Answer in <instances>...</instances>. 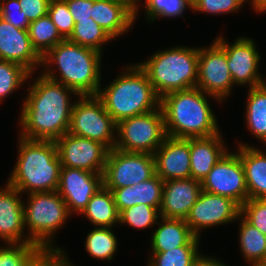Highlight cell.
<instances>
[{"mask_svg": "<svg viewBox=\"0 0 266 266\" xmlns=\"http://www.w3.org/2000/svg\"><path fill=\"white\" fill-rule=\"evenodd\" d=\"M196 87L221 102L227 100L233 91L234 83L228 69L226 53L214 39L209 47H199Z\"/></svg>", "mask_w": 266, "mask_h": 266, "instance_id": "cell-13", "label": "cell"}, {"mask_svg": "<svg viewBox=\"0 0 266 266\" xmlns=\"http://www.w3.org/2000/svg\"><path fill=\"white\" fill-rule=\"evenodd\" d=\"M26 200H23L25 231L32 243L46 250L64 249L55 243V233L72 217L63 198L52 191L28 194Z\"/></svg>", "mask_w": 266, "mask_h": 266, "instance_id": "cell-7", "label": "cell"}, {"mask_svg": "<svg viewBox=\"0 0 266 266\" xmlns=\"http://www.w3.org/2000/svg\"><path fill=\"white\" fill-rule=\"evenodd\" d=\"M43 250L34 243L1 245L0 266H29Z\"/></svg>", "mask_w": 266, "mask_h": 266, "instance_id": "cell-36", "label": "cell"}, {"mask_svg": "<svg viewBox=\"0 0 266 266\" xmlns=\"http://www.w3.org/2000/svg\"><path fill=\"white\" fill-rule=\"evenodd\" d=\"M201 192V181L196 179L164 181L160 216L185 220Z\"/></svg>", "mask_w": 266, "mask_h": 266, "instance_id": "cell-20", "label": "cell"}, {"mask_svg": "<svg viewBox=\"0 0 266 266\" xmlns=\"http://www.w3.org/2000/svg\"><path fill=\"white\" fill-rule=\"evenodd\" d=\"M0 60L18 63L30 73H36L42 65V57L32 47L28 30L18 29L2 17H0Z\"/></svg>", "mask_w": 266, "mask_h": 266, "instance_id": "cell-18", "label": "cell"}, {"mask_svg": "<svg viewBox=\"0 0 266 266\" xmlns=\"http://www.w3.org/2000/svg\"><path fill=\"white\" fill-rule=\"evenodd\" d=\"M246 3L247 0H194L192 12L215 16L231 15L241 11Z\"/></svg>", "mask_w": 266, "mask_h": 266, "instance_id": "cell-37", "label": "cell"}, {"mask_svg": "<svg viewBox=\"0 0 266 266\" xmlns=\"http://www.w3.org/2000/svg\"><path fill=\"white\" fill-rule=\"evenodd\" d=\"M17 160L8 180L22 194L57 191L61 170L55 141L18 137Z\"/></svg>", "mask_w": 266, "mask_h": 266, "instance_id": "cell-4", "label": "cell"}, {"mask_svg": "<svg viewBox=\"0 0 266 266\" xmlns=\"http://www.w3.org/2000/svg\"><path fill=\"white\" fill-rule=\"evenodd\" d=\"M249 5L253 8L254 12L257 14L266 13V0H247Z\"/></svg>", "mask_w": 266, "mask_h": 266, "instance_id": "cell-45", "label": "cell"}, {"mask_svg": "<svg viewBox=\"0 0 266 266\" xmlns=\"http://www.w3.org/2000/svg\"><path fill=\"white\" fill-rule=\"evenodd\" d=\"M151 252H165L180 246H200L197 237L184 219L160 217L153 231Z\"/></svg>", "mask_w": 266, "mask_h": 266, "instance_id": "cell-23", "label": "cell"}, {"mask_svg": "<svg viewBox=\"0 0 266 266\" xmlns=\"http://www.w3.org/2000/svg\"><path fill=\"white\" fill-rule=\"evenodd\" d=\"M237 220H239L238 246L243 260L248 264L266 261V235L248 223L241 215Z\"/></svg>", "mask_w": 266, "mask_h": 266, "instance_id": "cell-28", "label": "cell"}, {"mask_svg": "<svg viewBox=\"0 0 266 266\" xmlns=\"http://www.w3.org/2000/svg\"><path fill=\"white\" fill-rule=\"evenodd\" d=\"M48 16L64 39H68L74 30V21L64 0H50Z\"/></svg>", "mask_w": 266, "mask_h": 266, "instance_id": "cell-38", "label": "cell"}, {"mask_svg": "<svg viewBox=\"0 0 266 266\" xmlns=\"http://www.w3.org/2000/svg\"><path fill=\"white\" fill-rule=\"evenodd\" d=\"M140 7L144 6L146 22H157L159 19H175L184 15L186 10L193 11L192 0H144Z\"/></svg>", "mask_w": 266, "mask_h": 266, "instance_id": "cell-32", "label": "cell"}, {"mask_svg": "<svg viewBox=\"0 0 266 266\" xmlns=\"http://www.w3.org/2000/svg\"><path fill=\"white\" fill-rule=\"evenodd\" d=\"M117 123L97 96H78L71 110L68 133L115 148Z\"/></svg>", "mask_w": 266, "mask_h": 266, "instance_id": "cell-9", "label": "cell"}, {"mask_svg": "<svg viewBox=\"0 0 266 266\" xmlns=\"http://www.w3.org/2000/svg\"><path fill=\"white\" fill-rule=\"evenodd\" d=\"M208 97V98H207ZM210 100L222 103L197 87L171 92L160 99L165 130L173 138L210 137L221 133Z\"/></svg>", "mask_w": 266, "mask_h": 266, "instance_id": "cell-3", "label": "cell"}, {"mask_svg": "<svg viewBox=\"0 0 266 266\" xmlns=\"http://www.w3.org/2000/svg\"><path fill=\"white\" fill-rule=\"evenodd\" d=\"M222 132L210 137L190 138L191 178L202 181L228 152Z\"/></svg>", "mask_w": 266, "mask_h": 266, "instance_id": "cell-22", "label": "cell"}, {"mask_svg": "<svg viewBox=\"0 0 266 266\" xmlns=\"http://www.w3.org/2000/svg\"><path fill=\"white\" fill-rule=\"evenodd\" d=\"M27 30L32 47L41 57L64 40L48 14L30 22Z\"/></svg>", "mask_w": 266, "mask_h": 266, "instance_id": "cell-31", "label": "cell"}, {"mask_svg": "<svg viewBox=\"0 0 266 266\" xmlns=\"http://www.w3.org/2000/svg\"><path fill=\"white\" fill-rule=\"evenodd\" d=\"M86 216L94 227L113 228L119 225L117 210L112 191L106 187L100 188L90 199L79 216Z\"/></svg>", "mask_w": 266, "mask_h": 266, "instance_id": "cell-26", "label": "cell"}, {"mask_svg": "<svg viewBox=\"0 0 266 266\" xmlns=\"http://www.w3.org/2000/svg\"><path fill=\"white\" fill-rule=\"evenodd\" d=\"M201 186L202 190L230 198L241 207L248 199V191L239 154L229 150L201 181Z\"/></svg>", "mask_w": 266, "mask_h": 266, "instance_id": "cell-12", "label": "cell"}, {"mask_svg": "<svg viewBox=\"0 0 266 266\" xmlns=\"http://www.w3.org/2000/svg\"><path fill=\"white\" fill-rule=\"evenodd\" d=\"M239 215L240 206L235 201L202 190L185 221L192 232L201 238L203 230L238 222Z\"/></svg>", "mask_w": 266, "mask_h": 266, "instance_id": "cell-15", "label": "cell"}, {"mask_svg": "<svg viewBox=\"0 0 266 266\" xmlns=\"http://www.w3.org/2000/svg\"><path fill=\"white\" fill-rule=\"evenodd\" d=\"M69 41L83 47L94 49L103 54L104 45H108L113 39L90 17V20H79L74 24V30Z\"/></svg>", "mask_w": 266, "mask_h": 266, "instance_id": "cell-30", "label": "cell"}, {"mask_svg": "<svg viewBox=\"0 0 266 266\" xmlns=\"http://www.w3.org/2000/svg\"><path fill=\"white\" fill-rule=\"evenodd\" d=\"M199 47L174 46L157 50L144 62L137 63L146 73L157 96L194 88L198 80Z\"/></svg>", "mask_w": 266, "mask_h": 266, "instance_id": "cell-6", "label": "cell"}, {"mask_svg": "<svg viewBox=\"0 0 266 266\" xmlns=\"http://www.w3.org/2000/svg\"><path fill=\"white\" fill-rule=\"evenodd\" d=\"M102 56L94 49L64 39L42 57L41 73L78 96H96L103 82Z\"/></svg>", "mask_w": 266, "mask_h": 266, "instance_id": "cell-2", "label": "cell"}, {"mask_svg": "<svg viewBox=\"0 0 266 266\" xmlns=\"http://www.w3.org/2000/svg\"><path fill=\"white\" fill-rule=\"evenodd\" d=\"M125 3L129 8H131L135 12V23L138 19V14L140 13V4L142 0H118Z\"/></svg>", "mask_w": 266, "mask_h": 266, "instance_id": "cell-46", "label": "cell"}, {"mask_svg": "<svg viewBox=\"0 0 266 266\" xmlns=\"http://www.w3.org/2000/svg\"><path fill=\"white\" fill-rule=\"evenodd\" d=\"M91 18L116 40L132 30L135 12L118 0H93Z\"/></svg>", "mask_w": 266, "mask_h": 266, "instance_id": "cell-21", "label": "cell"}, {"mask_svg": "<svg viewBox=\"0 0 266 266\" xmlns=\"http://www.w3.org/2000/svg\"><path fill=\"white\" fill-rule=\"evenodd\" d=\"M223 35L216 36L214 41L225 51L227 65L234 86L248 88L261 85L262 73L259 71L261 55L253 38L240 36L229 43ZM248 85V86H247Z\"/></svg>", "mask_w": 266, "mask_h": 266, "instance_id": "cell-11", "label": "cell"}, {"mask_svg": "<svg viewBox=\"0 0 266 266\" xmlns=\"http://www.w3.org/2000/svg\"><path fill=\"white\" fill-rule=\"evenodd\" d=\"M236 150L245 171L248 199H265L266 150L241 141Z\"/></svg>", "mask_w": 266, "mask_h": 266, "instance_id": "cell-24", "label": "cell"}, {"mask_svg": "<svg viewBox=\"0 0 266 266\" xmlns=\"http://www.w3.org/2000/svg\"><path fill=\"white\" fill-rule=\"evenodd\" d=\"M261 85H263L266 88V77H262Z\"/></svg>", "mask_w": 266, "mask_h": 266, "instance_id": "cell-48", "label": "cell"}, {"mask_svg": "<svg viewBox=\"0 0 266 266\" xmlns=\"http://www.w3.org/2000/svg\"><path fill=\"white\" fill-rule=\"evenodd\" d=\"M114 230L108 227H93L88 231L85 240V249L90 257L99 260L114 259L118 250V238Z\"/></svg>", "mask_w": 266, "mask_h": 266, "instance_id": "cell-29", "label": "cell"}, {"mask_svg": "<svg viewBox=\"0 0 266 266\" xmlns=\"http://www.w3.org/2000/svg\"><path fill=\"white\" fill-rule=\"evenodd\" d=\"M240 215L266 235V198L247 199L240 207Z\"/></svg>", "mask_w": 266, "mask_h": 266, "instance_id": "cell-39", "label": "cell"}, {"mask_svg": "<svg viewBox=\"0 0 266 266\" xmlns=\"http://www.w3.org/2000/svg\"><path fill=\"white\" fill-rule=\"evenodd\" d=\"M199 246H180L165 252H150L146 266H192L201 254Z\"/></svg>", "mask_w": 266, "mask_h": 266, "instance_id": "cell-33", "label": "cell"}, {"mask_svg": "<svg viewBox=\"0 0 266 266\" xmlns=\"http://www.w3.org/2000/svg\"><path fill=\"white\" fill-rule=\"evenodd\" d=\"M34 74L30 73L28 80L32 82L27 86V95L22 96L19 136L30 140L55 141L68 132L75 101L72 97L78 98V95L42 73L32 79Z\"/></svg>", "mask_w": 266, "mask_h": 266, "instance_id": "cell-1", "label": "cell"}, {"mask_svg": "<svg viewBox=\"0 0 266 266\" xmlns=\"http://www.w3.org/2000/svg\"><path fill=\"white\" fill-rule=\"evenodd\" d=\"M29 75L30 72L22 65L0 60V104L11 94L13 95L15 91L22 88Z\"/></svg>", "mask_w": 266, "mask_h": 266, "instance_id": "cell-34", "label": "cell"}, {"mask_svg": "<svg viewBox=\"0 0 266 266\" xmlns=\"http://www.w3.org/2000/svg\"><path fill=\"white\" fill-rule=\"evenodd\" d=\"M244 124L255 138L266 146V88H248Z\"/></svg>", "mask_w": 266, "mask_h": 266, "instance_id": "cell-27", "label": "cell"}, {"mask_svg": "<svg viewBox=\"0 0 266 266\" xmlns=\"http://www.w3.org/2000/svg\"><path fill=\"white\" fill-rule=\"evenodd\" d=\"M160 217V208L141 203L124 209L119 214V224L121 226L128 225V227L136 230H143L155 226Z\"/></svg>", "mask_w": 266, "mask_h": 266, "instance_id": "cell-35", "label": "cell"}, {"mask_svg": "<svg viewBox=\"0 0 266 266\" xmlns=\"http://www.w3.org/2000/svg\"><path fill=\"white\" fill-rule=\"evenodd\" d=\"M55 144L61 166L103 174L109 149L102 143L67 132Z\"/></svg>", "mask_w": 266, "mask_h": 266, "instance_id": "cell-14", "label": "cell"}, {"mask_svg": "<svg viewBox=\"0 0 266 266\" xmlns=\"http://www.w3.org/2000/svg\"><path fill=\"white\" fill-rule=\"evenodd\" d=\"M167 137L161 107L117 123L115 148L153 155Z\"/></svg>", "mask_w": 266, "mask_h": 266, "instance_id": "cell-8", "label": "cell"}, {"mask_svg": "<svg viewBox=\"0 0 266 266\" xmlns=\"http://www.w3.org/2000/svg\"><path fill=\"white\" fill-rule=\"evenodd\" d=\"M21 11L24 12L29 22H33L48 13L50 0H18Z\"/></svg>", "mask_w": 266, "mask_h": 266, "instance_id": "cell-42", "label": "cell"}, {"mask_svg": "<svg viewBox=\"0 0 266 266\" xmlns=\"http://www.w3.org/2000/svg\"><path fill=\"white\" fill-rule=\"evenodd\" d=\"M68 256L65 249H44L29 266H76Z\"/></svg>", "mask_w": 266, "mask_h": 266, "instance_id": "cell-41", "label": "cell"}, {"mask_svg": "<svg viewBox=\"0 0 266 266\" xmlns=\"http://www.w3.org/2000/svg\"><path fill=\"white\" fill-rule=\"evenodd\" d=\"M0 17L18 29L27 30L30 25L18 0H0Z\"/></svg>", "mask_w": 266, "mask_h": 266, "instance_id": "cell-40", "label": "cell"}, {"mask_svg": "<svg viewBox=\"0 0 266 266\" xmlns=\"http://www.w3.org/2000/svg\"><path fill=\"white\" fill-rule=\"evenodd\" d=\"M102 187L103 174L61 166L57 192L71 214L79 215Z\"/></svg>", "mask_w": 266, "mask_h": 266, "instance_id": "cell-16", "label": "cell"}, {"mask_svg": "<svg viewBox=\"0 0 266 266\" xmlns=\"http://www.w3.org/2000/svg\"><path fill=\"white\" fill-rule=\"evenodd\" d=\"M0 187V240L4 244L32 243L25 231L22 194L10 185Z\"/></svg>", "mask_w": 266, "mask_h": 266, "instance_id": "cell-17", "label": "cell"}, {"mask_svg": "<svg viewBox=\"0 0 266 266\" xmlns=\"http://www.w3.org/2000/svg\"><path fill=\"white\" fill-rule=\"evenodd\" d=\"M192 266H229L216 258V256L200 254L199 257L193 262Z\"/></svg>", "mask_w": 266, "mask_h": 266, "instance_id": "cell-44", "label": "cell"}, {"mask_svg": "<svg viewBox=\"0 0 266 266\" xmlns=\"http://www.w3.org/2000/svg\"><path fill=\"white\" fill-rule=\"evenodd\" d=\"M118 74L96 95L116 123L160 107V98L138 64L123 66Z\"/></svg>", "mask_w": 266, "mask_h": 266, "instance_id": "cell-5", "label": "cell"}, {"mask_svg": "<svg viewBox=\"0 0 266 266\" xmlns=\"http://www.w3.org/2000/svg\"><path fill=\"white\" fill-rule=\"evenodd\" d=\"M164 181L155 174L150 179L131 186L112 191L119 214L129 207L145 204L160 208L162 203Z\"/></svg>", "mask_w": 266, "mask_h": 266, "instance_id": "cell-25", "label": "cell"}, {"mask_svg": "<svg viewBox=\"0 0 266 266\" xmlns=\"http://www.w3.org/2000/svg\"><path fill=\"white\" fill-rule=\"evenodd\" d=\"M72 15L73 21L90 20L92 15L93 0H64Z\"/></svg>", "mask_w": 266, "mask_h": 266, "instance_id": "cell-43", "label": "cell"}, {"mask_svg": "<svg viewBox=\"0 0 266 266\" xmlns=\"http://www.w3.org/2000/svg\"><path fill=\"white\" fill-rule=\"evenodd\" d=\"M153 155L156 174L163 181L191 178L190 138L167 136Z\"/></svg>", "mask_w": 266, "mask_h": 266, "instance_id": "cell-19", "label": "cell"}, {"mask_svg": "<svg viewBox=\"0 0 266 266\" xmlns=\"http://www.w3.org/2000/svg\"><path fill=\"white\" fill-rule=\"evenodd\" d=\"M250 266H266V261L253 262Z\"/></svg>", "mask_w": 266, "mask_h": 266, "instance_id": "cell-47", "label": "cell"}, {"mask_svg": "<svg viewBox=\"0 0 266 266\" xmlns=\"http://www.w3.org/2000/svg\"><path fill=\"white\" fill-rule=\"evenodd\" d=\"M155 174L154 155L113 148L109 150L104 167L103 186L113 191L146 181Z\"/></svg>", "mask_w": 266, "mask_h": 266, "instance_id": "cell-10", "label": "cell"}]
</instances>
